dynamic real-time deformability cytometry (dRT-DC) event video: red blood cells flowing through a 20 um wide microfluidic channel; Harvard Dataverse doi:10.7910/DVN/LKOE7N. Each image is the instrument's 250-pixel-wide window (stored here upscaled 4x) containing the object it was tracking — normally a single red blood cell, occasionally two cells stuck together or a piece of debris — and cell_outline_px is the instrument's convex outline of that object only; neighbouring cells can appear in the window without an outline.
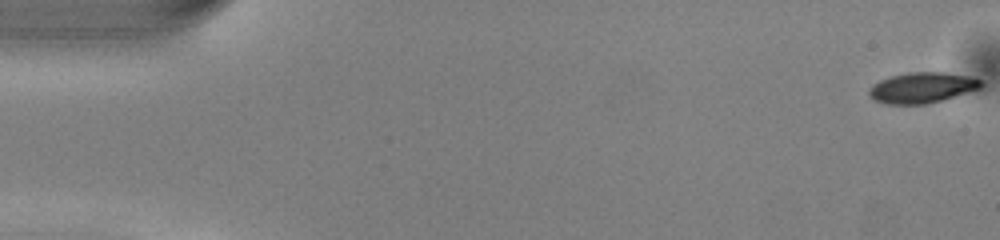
{"species": "common noctule bat (a hibernating species)", "species_latin": "Nyctalus noctula", "temperature_condition": "warm", "stored_images_in_passage": 12, "camera_frame_rate_fps": 3000, "um_per_image_px": 0.085, "animal": {"sex": "male", "body_mass_g": 13.0, "forearm_length_mm": 53.1}, "frame": {"image": 1, "passage_image": 1, "time_ms": 0.0, "image_size_px": [1000, 240], "cell_outline_px": [[984, 84], [980, 88], [928, 104], [884, 104], [872, 100], [868, 96], [868, 92], [872, 84], [880, 80], [892, 76], [908, 72], [944, 72], [972, 76], [980, 80]], "centroid_in_image_um": [78.34, 7.45], "position_along_channel_um": 6.7, "area_um2": 20.11}}